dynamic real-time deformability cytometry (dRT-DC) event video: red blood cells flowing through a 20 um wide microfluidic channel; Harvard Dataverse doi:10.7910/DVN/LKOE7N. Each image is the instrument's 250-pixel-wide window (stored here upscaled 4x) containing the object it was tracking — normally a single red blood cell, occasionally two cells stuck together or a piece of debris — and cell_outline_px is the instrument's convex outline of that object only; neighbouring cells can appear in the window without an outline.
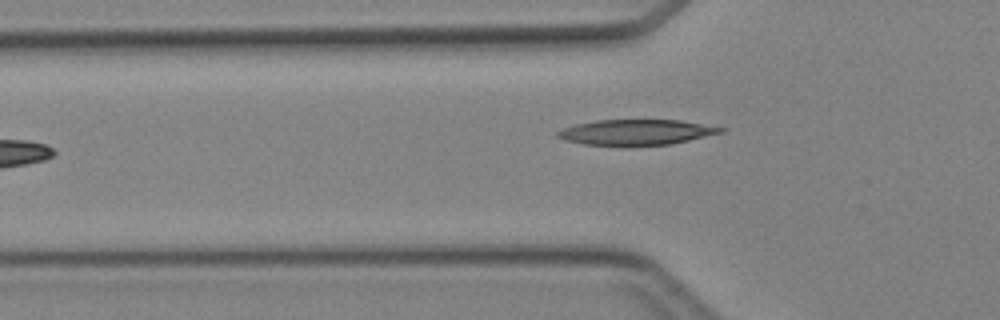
{"species": "Egyptian fruit bat (a non-hibernating species)", "species_latin": "Rousettus aegyptiacus", "temperature_condition": "cold", "stored_images_in_passage": 6, "camera_frame_rate_fps": 3000, "um_per_image_px": 0.085, "animal": {"sex": "female"}, "frame": {"image": 1, "passage_image": 4, "time_ms": 3.667, "image_size_px": [1000, 320], "cell_outline_px": [[728, 128], [724, 132], [688, 140], [668, 144], [584, 144], [564, 140], [556, 136], [556, 132], [564, 128], [576, 124], [596, 120], [680, 120]], "centroid_in_image_um": [54.1, 11.21], "position_along_channel_um": 71.7, "area_um2": 23.64}}
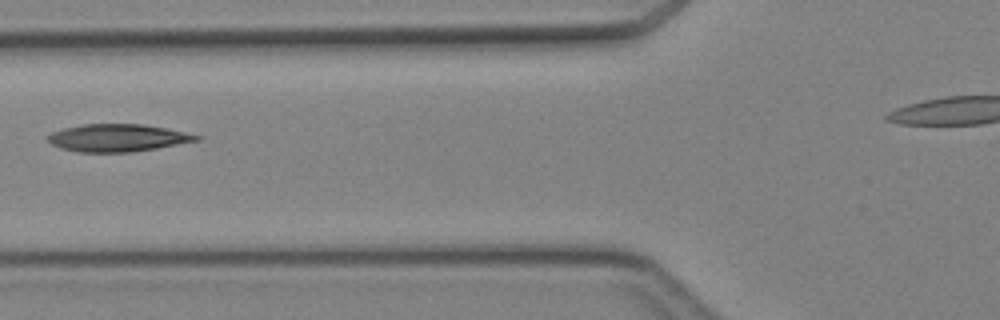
{"frame": {"image": 2, "passage_image": 5, "time_ms": 4.667, "image_size_px": [1000, 320], "cell_outline_px": [[200, 140], [156, 148], [132, 152], [76, 152], [60, 148], [52, 144], [48, 140], [48, 136], [52, 132], [64, 128], [84, 124], [144, 124], [168, 128], [200, 136]], "centroid_in_image_um": [9.99, 11.72], "position_along_channel_um": 115.8, "area_um2": 23.7}}
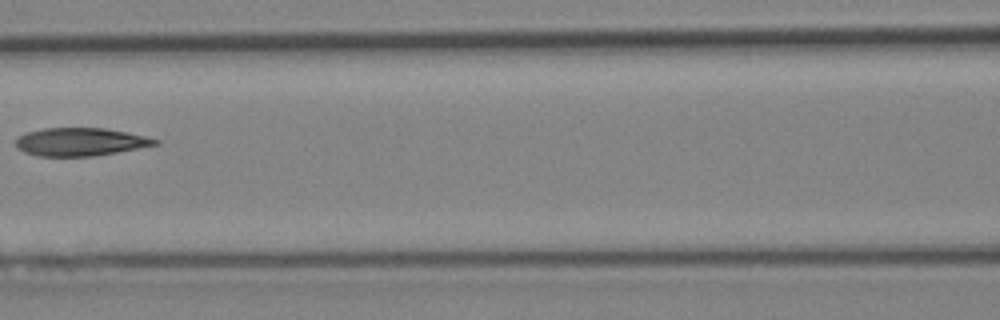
{"frame": {"image": 3, "passage_image": 6, "time_ms": 5.667, "image_size_px": [1000, 320], "cell_outline_px": [[160, 144], [116, 152], [92, 156], [36, 156], [24, 152], [16, 148], [16, 140], [20, 136], [28, 132], [44, 128], [104, 128], [128, 132], [160, 140]], "centroid_in_image_um": [6.83, 12.06], "position_along_channel_um": 159.8, "area_um2": 22.66}}